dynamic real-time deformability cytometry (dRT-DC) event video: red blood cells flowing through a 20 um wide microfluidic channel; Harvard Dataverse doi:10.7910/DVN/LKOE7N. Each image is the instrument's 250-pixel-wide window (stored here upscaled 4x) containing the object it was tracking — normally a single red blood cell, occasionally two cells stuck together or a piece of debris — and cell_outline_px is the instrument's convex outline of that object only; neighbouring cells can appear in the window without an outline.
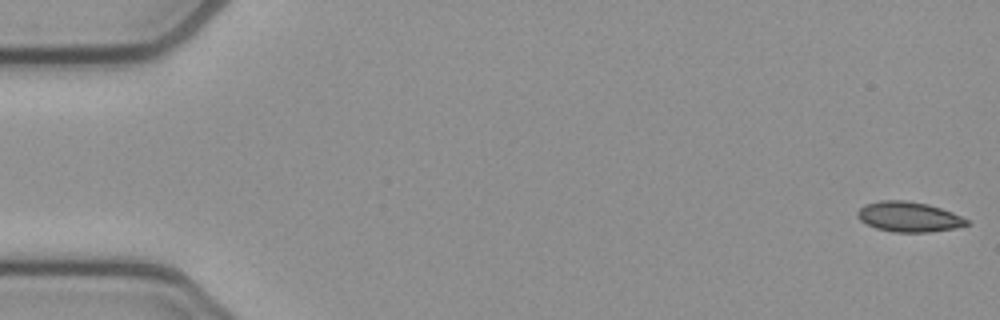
{"species": "common noctule bat (a hibernating species)", "species_latin": "Nyctalus noctula", "temperature_condition": "cold", "stored_images_in_passage": 53, "camera_frame_rate_fps": 3000, "um_per_image_px": 0.085, "animal": {"sex": "female", "body_mass_g": 21.9}, "frame": {"image": 1, "passage_image": 1, "time_ms": 0.0, "image_size_px": [1000, 320], "cell_outline_px": [[968, 224], [952, 228], [928, 232], [892, 232], [876, 228], [860, 220], [856, 216], [856, 212], [864, 204], [880, 200], [904, 200], [928, 204], [952, 212], [968, 220]], "centroid_in_image_um": [77.19, 18.42], "position_along_channel_um": 7.8, "area_um2": 19.02}}
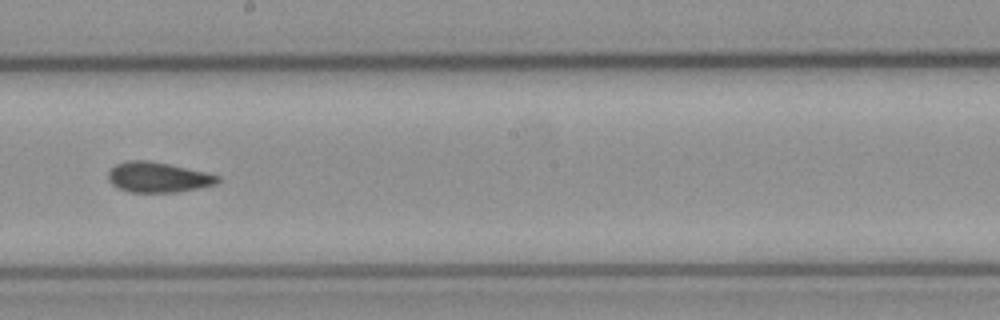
{"frame": {"image": 2, "passage_image": 30, "time_ms": 9.667, "image_size_px": [1000, 320], "cell_outline_px": [[220, 180], [216, 184], [200, 188], [176, 192], [128, 192], [116, 188], [108, 180], [108, 172], [116, 164], [128, 160], [148, 160], [168, 164], [204, 172], [220, 176]], "centroid_in_image_um": [13.4, 15.07], "position_along_channel_um": 234.8, "area_um2": 19.31}}
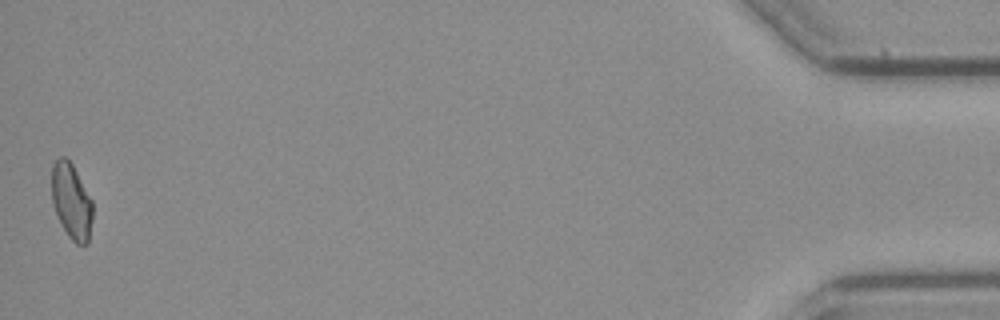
{"frame": {"image": 3, "passage_image": 53, "time_ms": 17.333, "image_size_px": [1000, 320], "cell_outline_px": [[92, 220], [88, 244], [76, 244], [68, 236], [52, 204], [52, 164], [60, 156], [64, 156], [72, 164], [92, 200]], "centroid_in_image_um": [6.07, 17.1], "position_along_channel_um": 429.1, "area_um2": 17.86}, "authors_computed_cell_mechanics": {"area_um2": 19.074, "velocity_mm_per_s": 3.8388, "shape_relaxation_time_tau1_ms": null, "shape_relaxation_time_tau2_ms": 2.701, "deformation_change_tau1": null, "deformation_change_tau2": 0.0588}}